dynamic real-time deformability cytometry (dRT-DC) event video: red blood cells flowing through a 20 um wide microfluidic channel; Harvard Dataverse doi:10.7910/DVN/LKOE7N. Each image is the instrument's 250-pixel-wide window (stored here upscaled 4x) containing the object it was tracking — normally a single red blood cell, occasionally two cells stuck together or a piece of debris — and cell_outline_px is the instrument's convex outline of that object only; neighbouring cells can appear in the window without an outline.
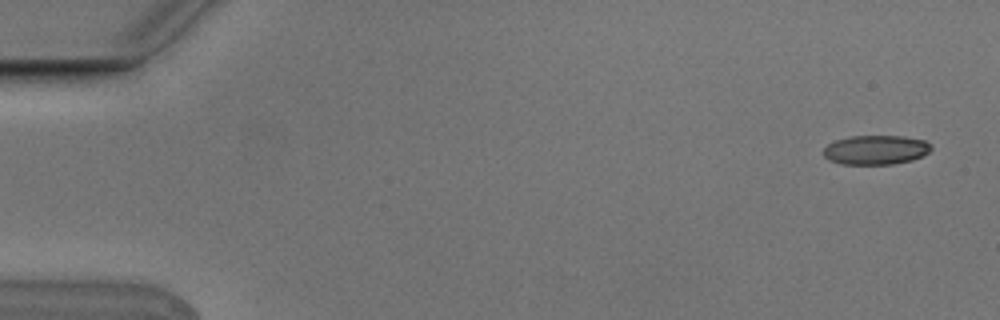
{"species": "Egyptian fruit bat (a non-hibernating species)", "species_latin": "Rousettus aegyptiacus", "temperature_condition": "cold", "stored_images_in_passage": 6, "camera_frame_rate_fps": 3000, "um_per_image_px": 0.085, "animal": {"sex": "male"}, "frame": {"image": 1, "passage_image": 1, "time_ms": 0.0, "image_size_px": [1000, 320], "cell_outline_px": [[932, 148], [928, 152], [912, 160], [892, 164], [840, 164], [828, 160], [820, 152], [828, 144], [836, 140], [852, 136], [904, 136], [924, 140], [932, 144]], "centroid_in_image_um": [74.41, 12.74], "position_along_channel_um": 10.6, "area_um2": 18.5}}